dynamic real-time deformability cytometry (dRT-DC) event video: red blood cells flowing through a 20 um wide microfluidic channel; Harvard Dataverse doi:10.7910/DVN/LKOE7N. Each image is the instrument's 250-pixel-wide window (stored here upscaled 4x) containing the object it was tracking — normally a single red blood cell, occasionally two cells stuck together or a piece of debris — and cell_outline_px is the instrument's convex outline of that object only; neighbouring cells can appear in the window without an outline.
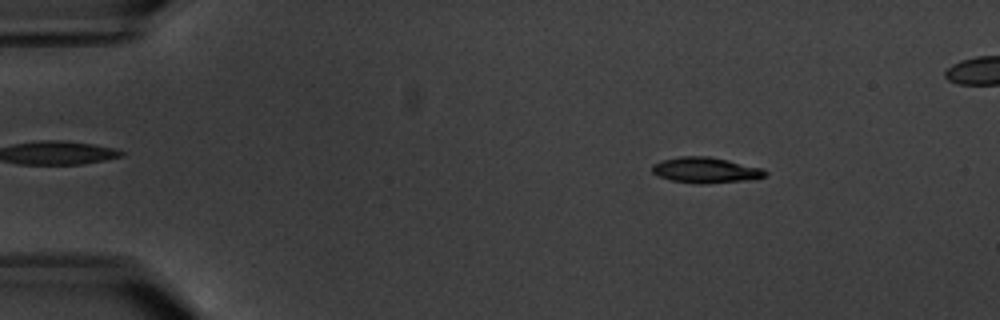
{"species": "common noctule bat (a hibernating species)", "species_latin": "Nyctalus noctula", "temperature_condition": "warm", "stored_images_in_passage": 9, "camera_frame_rate_fps": 3000, "um_per_image_px": 0.085, "animal": {"sex": "male", "body_mass_g": 20.1, "forearm_length_mm": 53.5}, "frame": {"image": 1, "passage_image": 1, "time_ms": 0.0, "image_size_px": [1000, 320], "cell_outline_px": [[768, 176], [756, 180], [704, 184], [700, 184], [672, 180], [660, 176], [652, 172], [652, 164], [660, 160], [680, 156], [708, 156], [728, 160], [764, 168], [768, 172]], "centroid_in_image_um": [60.06, 14.46], "position_along_channel_um": 24.9, "area_um2": 17.28}}
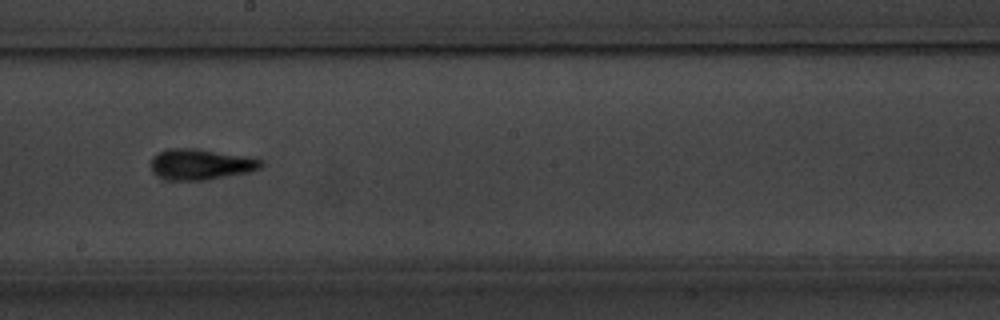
{"frame": {"image": 2, "passage_image": 8, "time_ms": 8.333, "image_size_px": [1000, 320], "cell_outline_px": [[264, 164], [260, 168], [248, 172], [204, 180], [172, 180], [156, 172], [152, 168], [152, 156], [168, 148], [196, 148], [248, 156], [264, 160]], "centroid_in_image_um": [17.14, 13.94], "position_along_channel_um": 231.1, "area_um2": 19.48}}
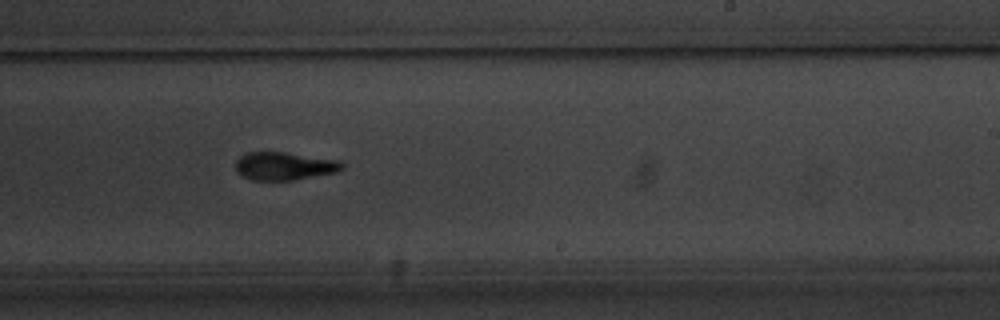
{"frame": {"image": 3, "passage_image": 9, "time_ms": 9.333, "image_size_px": [1000, 320], "cell_outline_px": [[344, 168], [336, 172], [292, 180], [252, 180], [236, 172], [236, 160], [240, 156], [248, 152], [284, 152], [340, 160], [344, 164]], "centroid_in_image_um": [24.17, 14.11], "position_along_channel_um": 264.8, "area_um2": 17.34}}